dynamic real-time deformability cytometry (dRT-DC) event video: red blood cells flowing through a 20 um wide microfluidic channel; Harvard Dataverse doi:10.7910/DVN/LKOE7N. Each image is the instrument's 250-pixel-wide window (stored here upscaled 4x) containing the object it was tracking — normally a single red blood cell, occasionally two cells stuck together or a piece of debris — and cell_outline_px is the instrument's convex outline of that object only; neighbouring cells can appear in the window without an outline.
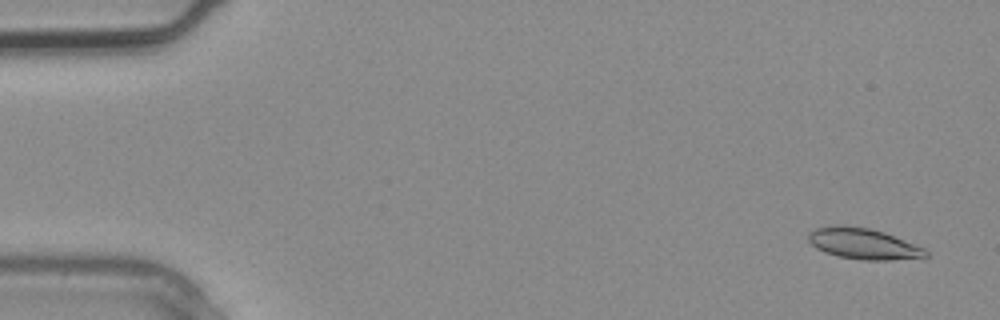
{"species": "common noctule bat (a hibernating species)", "species_latin": "Nyctalus noctula", "temperature_condition": "warm", "stored_images_in_passage": 3, "camera_frame_rate_fps": 3000, "um_per_image_px": 0.085, "animal": {"sex": "male", "body_mass_g": 20.4}, "frame": {"image": 1, "passage_image": 1, "time_ms": 0.0, "image_size_px": [1000, 320], "cell_outline_px": [[928, 256], [888, 260], [864, 260], [840, 256], [824, 252], [816, 248], [808, 240], [808, 232], [816, 228], [836, 224], [840, 224], [872, 228], [884, 232], [924, 248], [928, 252]], "centroid_in_image_um": [73.34, 20.69], "position_along_channel_um": 11.7, "area_um2": 21.1}}
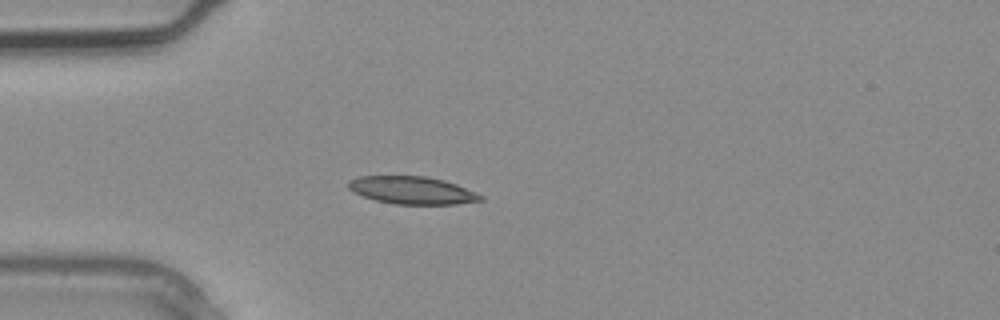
{"frame": {"image": 2, "passage_image": 3, "time_ms": 0.667, "image_size_px": [1000, 320], "cell_outline_px": [[484, 200], [456, 204], [396, 204], [376, 200], [364, 196], [348, 188], [348, 180], [356, 176], [424, 176], [444, 180], [456, 184], [476, 192], [484, 196]], "centroid_in_image_um": [35.05, 16.17], "position_along_channel_um": 50.0, "area_um2": 21.21}}